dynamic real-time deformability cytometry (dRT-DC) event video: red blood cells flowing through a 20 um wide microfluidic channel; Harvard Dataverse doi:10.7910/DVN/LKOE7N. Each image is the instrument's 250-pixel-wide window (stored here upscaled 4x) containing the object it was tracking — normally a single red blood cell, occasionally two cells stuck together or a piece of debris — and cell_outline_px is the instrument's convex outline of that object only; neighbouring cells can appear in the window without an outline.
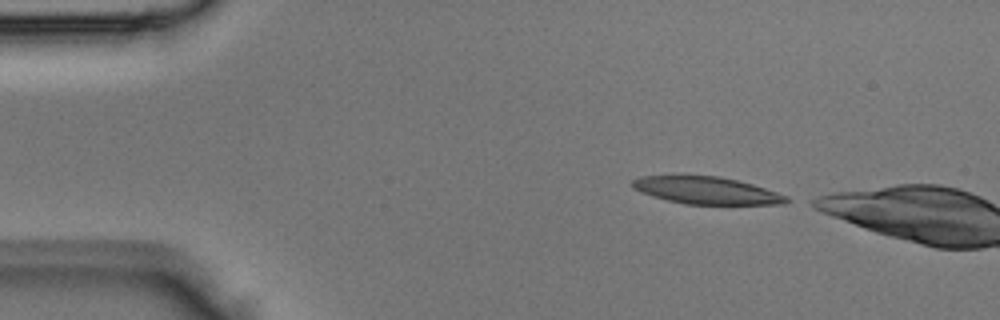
{"species": "Egyptian fruit bat (a non-hibernating species)", "species_latin": "Rousettus aegyptiacus", "temperature_condition": "room temperature", "stored_images_in_passage": 2, "camera_frame_rate_fps": 3000, "um_per_image_px": 0.085, "animal": {"sex": "male"}, "frame": {"image": 1, "passage_image": 1, "time_ms": 0.0, "image_size_px": [1000, 320], "cell_outline_px": [[792, 200], [784, 204], [684, 204], [652, 196], [640, 192], [632, 184], [632, 180], [640, 176], [716, 176], [736, 180], [752, 184], [788, 196]], "centroid_in_image_um": [60.08, 16.2], "position_along_channel_um": 24.9, "area_um2": 24.16}}